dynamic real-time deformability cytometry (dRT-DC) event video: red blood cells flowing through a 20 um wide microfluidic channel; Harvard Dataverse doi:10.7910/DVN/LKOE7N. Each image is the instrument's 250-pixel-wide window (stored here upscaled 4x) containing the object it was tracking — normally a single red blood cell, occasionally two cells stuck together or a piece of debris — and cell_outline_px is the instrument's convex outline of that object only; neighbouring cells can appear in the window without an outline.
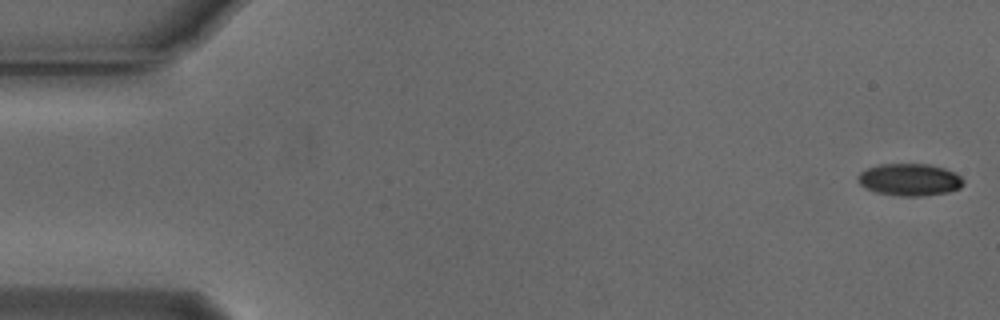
{"species": "Egyptian fruit bat (a non-hibernating species)", "species_latin": "Rousettus aegyptiacus", "temperature_condition": "cold", "stored_images_in_passage": 46, "camera_frame_rate_fps": 3000, "um_per_image_px": 0.085, "animal": {"sex": "male"}, "frame": {"image": 1, "passage_image": 1, "time_ms": 0.0, "image_size_px": [1000, 320], "cell_outline_px": [[964, 184], [960, 188], [948, 192], [924, 196], [900, 196], [876, 192], [860, 184], [856, 176], [860, 172], [868, 168], [880, 164], [928, 164], [944, 168], [960, 176], [964, 180]], "centroid_in_image_um": [77.33, 15.27], "position_along_channel_um": 7.7, "area_um2": 19.71}}
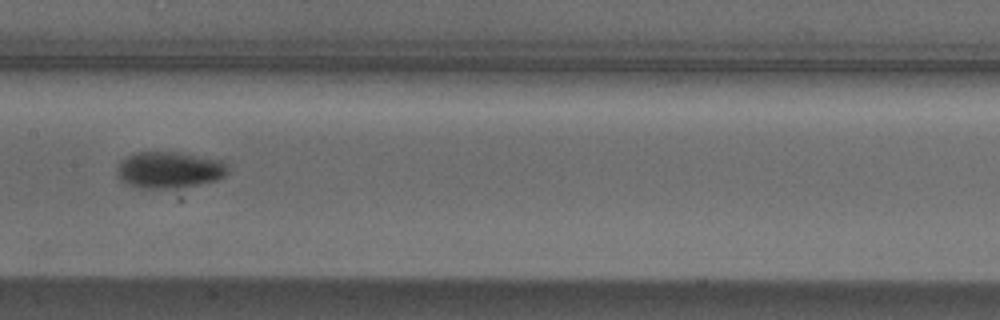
{"frame": {"image": 2, "passage_image": 27, "time_ms": 8.667, "image_size_px": [1000, 320], "cell_outline_px": [[228, 172], [224, 176], [216, 180], [176, 188], [144, 188], [128, 184], [120, 180], [116, 176], [120, 160], [136, 152], [176, 152], [220, 160], [224, 164]], "centroid_in_image_um": [14.33, 14.44], "position_along_channel_um": 193.1, "area_um2": 23.18}}
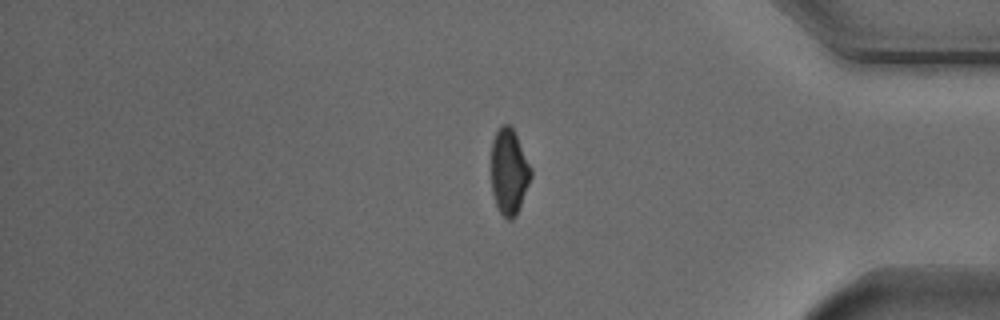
{"frame": {"image": 3, "passage_image": 45, "time_ms": 14.667, "image_size_px": [1000, 320], "cell_outline_px": [[532, 176], [516, 216], [512, 220], [508, 220], [500, 212], [496, 204], [492, 192], [492, 140], [496, 132], [504, 124], [508, 124], [512, 128], [532, 168]], "centroid_in_image_um": [43.28, 14.62], "position_along_channel_um": 391.9, "area_um2": 19.59}}